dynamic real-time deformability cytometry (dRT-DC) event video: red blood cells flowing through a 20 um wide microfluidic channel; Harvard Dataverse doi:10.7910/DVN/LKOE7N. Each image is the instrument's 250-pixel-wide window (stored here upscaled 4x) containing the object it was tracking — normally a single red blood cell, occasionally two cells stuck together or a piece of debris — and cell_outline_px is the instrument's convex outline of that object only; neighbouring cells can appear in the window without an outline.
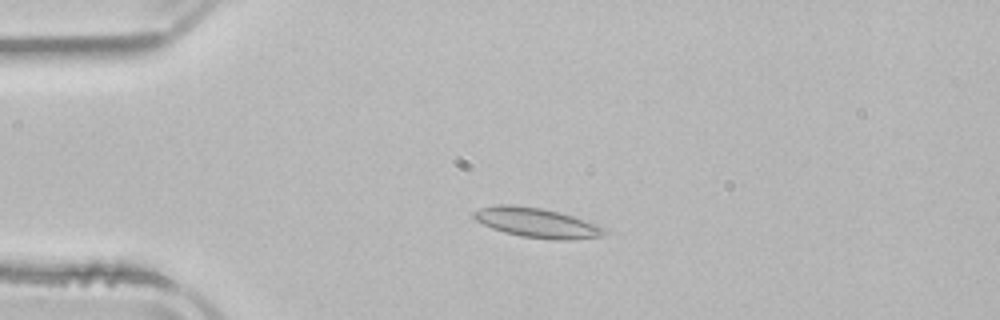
{"species": "common noctule bat (a hibernating species)", "species_latin": "Nyctalus noctula", "temperature_condition": "room temperature", "stored_images_in_passage": 5, "camera_frame_rate_fps": 3000, "um_per_image_px": 0.085, "animal": {"sex": "male", "body_mass_g": 21.5, "forearm_length_mm": 52.0}, "frame": {"image": 1, "passage_image": 3, "time_ms": 3.0, "image_size_px": [1000, 320], "cell_outline_px": [[608, 232], [600, 236], [568, 240], [552, 240], [520, 236], [504, 232], [492, 228], [476, 220], [472, 216], [472, 212], [480, 208], [496, 204], [508, 204], [540, 208], [572, 216], [608, 228]], "centroid_in_image_um": [45.62, 18.94], "position_along_channel_um": 39.4, "area_um2": 22.48}}
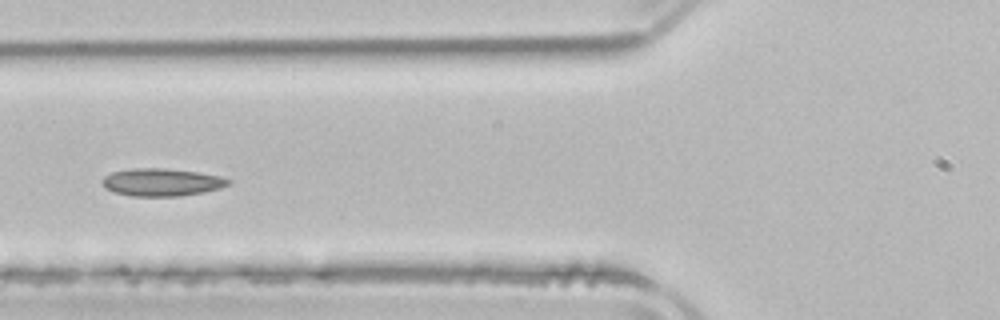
{"frame": {"image": 2, "passage_image": 5, "time_ms": 5.667, "image_size_px": [1000, 320], "cell_outline_px": [[232, 180], [228, 184], [220, 188], [204, 192], [180, 196], [132, 196], [112, 192], [104, 188], [104, 176], [112, 172], [132, 168], [164, 168], [196, 172], [220, 176]], "centroid_in_image_um": [13.74, 15.49], "position_along_channel_um": 112.1, "area_um2": 20.23}}